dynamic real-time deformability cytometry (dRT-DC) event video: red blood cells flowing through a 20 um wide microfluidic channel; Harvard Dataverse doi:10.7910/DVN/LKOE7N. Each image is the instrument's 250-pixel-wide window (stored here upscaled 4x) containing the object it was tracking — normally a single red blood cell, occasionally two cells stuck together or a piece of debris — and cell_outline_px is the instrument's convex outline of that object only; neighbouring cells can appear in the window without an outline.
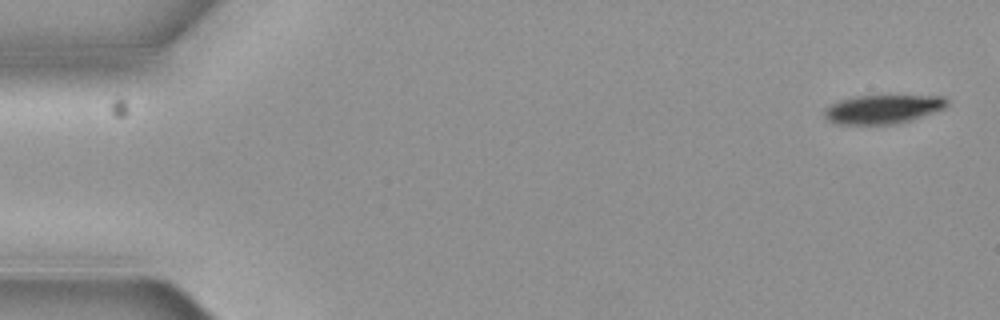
{"species": "common noctule bat (a hibernating species)", "species_latin": "Nyctalus noctula", "temperature_condition": "cold", "stored_images_in_passage": 10, "camera_frame_rate_fps": 3000, "um_per_image_px": 0.085, "animal": {"sex": "female", "body_mass_g": 19.3, "forearm_length_mm": 54.1}, "frame": {"image": 1, "passage_image": 1, "time_ms": 0.0, "image_size_px": [1000, 320], "cell_outline_px": [[948, 104], [944, 108], [908, 120], [892, 124], [836, 124], [828, 120], [824, 116], [824, 112], [832, 104], [840, 100], [856, 96], [944, 96], [948, 100]], "centroid_in_image_um": [75.02, 9.27], "position_along_channel_um": 10.0, "area_um2": 20.11}}
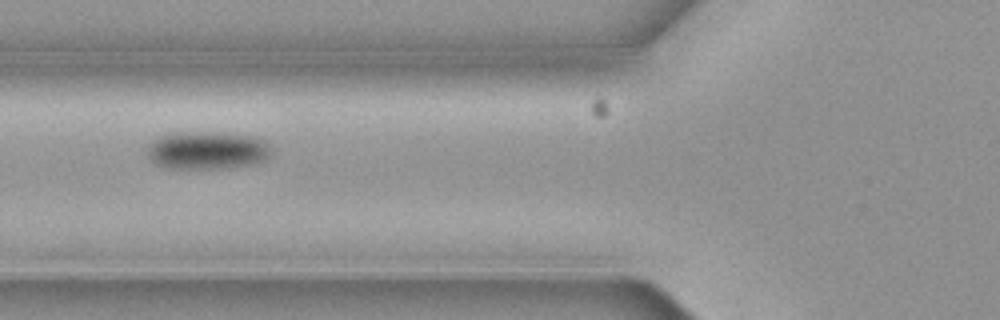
{"frame": {"image": 2, "passage_image": 6, "time_ms": 1.667, "image_size_px": [1000, 320], "cell_outline_px": [[272, 156], [268, 160], [256, 164], [228, 168], [168, 168], [156, 164], [148, 156], [144, 148], [156, 136], [168, 132], [212, 132], [256, 136], [264, 140], [272, 148]], "centroid_in_image_um": [17.62, 12.77], "position_along_channel_um": 108.2, "area_um2": 28.26}}
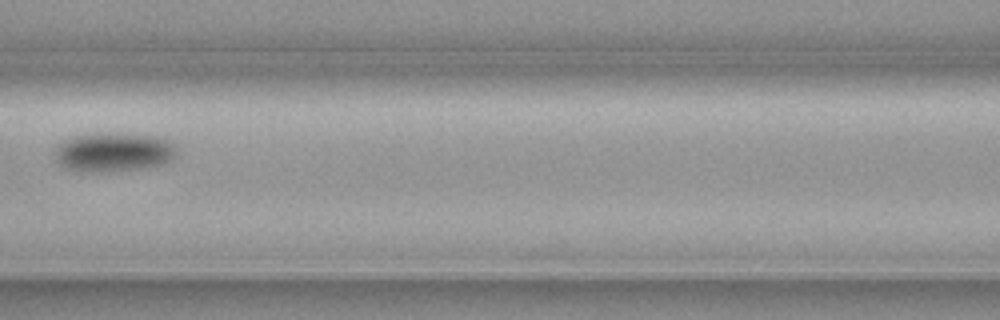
{"frame": {"image": 3, "passage_image": 7, "time_ms": 2.0, "image_size_px": [1000, 320], "cell_outline_px": [[176, 156], [172, 160], [164, 164], [148, 168], [112, 172], [76, 172], [64, 168], [56, 160], [56, 144], [72, 136], [88, 132], [132, 132], [160, 136], [172, 140], [176, 148]], "centroid_in_image_um": [9.69, 12.9], "position_along_channel_um": 156.9, "area_um2": 29.42}}